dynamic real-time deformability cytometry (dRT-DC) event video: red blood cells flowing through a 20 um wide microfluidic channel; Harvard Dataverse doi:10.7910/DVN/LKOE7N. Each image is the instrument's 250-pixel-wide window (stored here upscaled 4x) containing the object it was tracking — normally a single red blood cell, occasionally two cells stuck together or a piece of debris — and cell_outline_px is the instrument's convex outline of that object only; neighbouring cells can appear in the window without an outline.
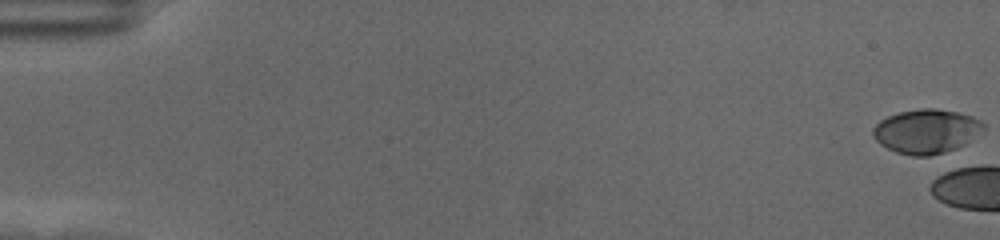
{"species": "human", "species_latin": "Homo sapiens", "temperature_condition": "cold", "stored_images_in_passage": 5, "camera_frame_rate_fps": 3000, "um_per_image_px": 0.085, "donor": {"sex": "female"}, "frame": {"image": 1, "passage_image": 1, "time_ms": 0.0, "image_size_px": [1000, 240], "cell_outline_px": [[984, 132], [964, 144], [956, 148], [944, 152], [928, 156], [912, 156], [896, 152], [880, 144], [872, 136], [872, 128], [880, 120], [888, 116], [900, 112], [920, 108], [936, 108], [956, 112], [972, 116], [980, 120], [984, 124]], "centroid_in_image_um": [78.74, 11.16], "position_along_channel_um": 6.3, "area_um2": 28.55}}